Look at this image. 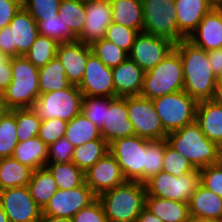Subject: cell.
<instances>
[{"mask_svg":"<svg viewBox=\"0 0 222 222\" xmlns=\"http://www.w3.org/2000/svg\"><path fill=\"white\" fill-rule=\"evenodd\" d=\"M174 49L182 60L183 90L197 102L211 100L217 76L210 67L207 51L195 46L188 39L175 43Z\"/></svg>","mask_w":222,"mask_h":222,"instance_id":"6da1fadb","label":"cell"},{"mask_svg":"<svg viewBox=\"0 0 222 222\" xmlns=\"http://www.w3.org/2000/svg\"><path fill=\"white\" fill-rule=\"evenodd\" d=\"M165 140L196 169L219 163L222 160V149L204 135L196 122L168 133Z\"/></svg>","mask_w":222,"mask_h":222,"instance_id":"7a4b0ae2","label":"cell"},{"mask_svg":"<svg viewBox=\"0 0 222 222\" xmlns=\"http://www.w3.org/2000/svg\"><path fill=\"white\" fill-rule=\"evenodd\" d=\"M146 187L138 181H126L97 196L110 222H136L146 206Z\"/></svg>","mask_w":222,"mask_h":222,"instance_id":"3957f363","label":"cell"},{"mask_svg":"<svg viewBox=\"0 0 222 222\" xmlns=\"http://www.w3.org/2000/svg\"><path fill=\"white\" fill-rule=\"evenodd\" d=\"M12 81L2 93L8 110L31 108L40 95L36 68L25 56L12 57Z\"/></svg>","mask_w":222,"mask_h":222,"instance_id":"277c9868","label":"cell"},{"mask_svg":"<svg viewBox=\"0 0 222 222\" xmlns=\"http://www.w3.org/2000/svg\"><path fill=\"white\" fill-rule=\"evenodd\" d=\"M184 74L179 53L173 49L157 66L145 72L140 95L154 99L183 90Z\"/></svg>","mask_w":222,"mask_h":222,"instance_id":"5b68a950","label":"cell"},{"mask_svg":"<svg viewBox=\"0 0 222 222\" xmlns=\"http://www.w3.org/2000/svg\"><path fill=\"white\" fill-rule=\"evenodd\" d=\"M82 99L78 86L71 84L64 90L40 94L31 109L42 121L59 118L69 122L81 113Z\"/></svg>","mask_w":222,"mask_h":222,"instance_id":"8992f818","label":"cell"},{"mask_svg":"<svg viewBox=\"0 0 222 222\" xmlns=\"http://www.w3.org/2000/svg\"><path fill=\"white\" fill-rule=\"evenodd\" d=\"M152 101L167 133L195 122L198 102L184 90L154 98Z\"/></svg>","mask_w":222,"mask_h":222,"instance_id":"52a82bcc","label":"cell"},{"mask_svg":"<svg viewBox=\"0 0 222 222\" xmlns=\"http://www.w3.org/2000/svg\"><path fill=\"white\" fill-rule=\"evenodd\" d=\"M146 196L189 202L200 184L199 171H192L182 176H174L164 171L151 176L144 182Z\"/></svg>","mask_w":222,"mask_h":222,"instance_id":"ba28073f","label":"cell"},{"mask_svg":"<svg viewBox=\"0 0 222 222\" xmlns=\"http://www.w3.org/2000/svg\"><path fill=\"white\" fill-rule=\"evenodd\" d=\"M109 152L115 157L127 181L144 183L146 139L137 135L120 138L109 144Z\"/></svg>","mask_w":222,"mask_h":222,"instance_id":"9c48e42d","label":"cell"},{"mask_svg":"<svg viewBox=\"0 0 222 222\" xmlns=\"http://www.w3.org/2000/svg\"><path fill=\"white\" fill-rule=\"evenodd\" d=\"M144 31L178 43V24L174 0H141Z\"/></svg>","mask_w":222,"mask_h":222,"instance_id":"30bf717a","label":"cell"},{"mask_svg":"<svg viewBox=\"0 0 222 222\" xmlns=\"http://www.w3.org/2000/svg\"><path fill=\"white\" fill-rule=\"evenodd\" d=\"M128 117L133 124L135 135L148 140L166 139L165 131L151 99L128 96Z\"/></svg>","mask_w":222,"mask_h":222,"instance_id":"8fae6325","label":"cell"},{"mask_svg":"<svg viewBox=\"0 0 222 222\" xmlns=\"http://www.w3.org/2000/svg\"><path fill=\"white\" fill-rule=\"evenodd\" d=\"M0 205L10 222H40L42 209L31 196L27 186L0 191Z\"/></svg>","mask_w":222,"mask_h":222,"instance_id":"7c38bea8","label":"cell"},{"mask_svg":"<svg viewBox=\"0 0 222 222\" xmlns=\"http://www.w3.org/2000/svg\"><path fill=\"white\" fill-rule=\"evenodd\" d=\"M175 48L168 38L140 32L128 54L144 72L157 66Z\"/></svg>","mask_w":222,"mask_h":222,"instance_id":"4fadbf2b","label":"cell"},{"mask_svg":"<svg viewBox=\"0 0 222 222\" xmlns=\"http://www.w3.org/2000/svg\"><path fill=\"white\" fill-rule=\"evenodd\" d=\"M96 198L86 183L68 190L58 189L42 209V215L72 218Z\"/></svg>","mask_w":222,"mask_h":222,"instance_id":"5bb4252c","label":"cell"},{"mask_svg":"<svg viewBox=\"0 0 222 222\" xmlns=\"http://www.w3.org/2000/svg\"><path fill=\"white\" fill-rule=\"evenodd\" d=\"M78 89L83 96L115 98L112 68L107 67L95 54L91 53Z\"/></svg>","mask_w":222,"mask_h":222,"instance_id":"9a60e30c","label":"cell"},{"mask_svg":"<svg viewBox=\"0 0 222 222\" xmlns=\"http://www.w3.org/2000/svg\"><path fill=\"white\" fill-rule=\"evenodd\" d=\"M126 181L119 163L110 152L85 172V183L96 196Z\"/></svg>","mask_w":222,"mask_h":222,"instance_id":"2e32d148","label":"cell"},{"mask_svg":"<svg viewBox=\"0 0 222 222\" xmlns=\"http://www.w3.org/2000/svg\"><path fill=\"white\" fill-rule=\"evenodd\" d=\"M100 132L108 144L135 135L133 124L128 117V97H115L109 102Z\"/></svg>","mask_w":222,"mask_h":222,"instance_id":"e0dca14e","label":"cell"},{"mask_svg":"<svg viewBox=\"0 0 222 222\" xmlns=\"http://www.w3.org/2000/svg\"><path fill=\"white\" fill-rule=\"evenodd\" d=\"M86 22L77 40L92 45L105 37L106 30L112 23L110 0H93L85 3Z\"/></svg>","mask_w":222,"mask_h":222,"instance_id":"ac0fdd59","label":"cell"},{"mask_svg":"<svg viewBox=\"0 0 222 222\" xmlns=\"http://www.w3.org/2000/svg\"><path fill=\"white\" fill-rule=\"evenodd\" d=\"M91 53V46L79 40L59 43L56 56L61 61L71 84L78 86L82 81Z\"/></svg>","mask_w":222,"mask_h":222,"instance_id":"d6986e66","label":"cell"},{"mask_svg":"<svg viewBox=\"0 0 222 222\" xmlns=\"http://www.w3.org/2000/svg\"><path fill=\"white\" fill-rule=\"evenodd\" d=\"M9 27L12 32V57L25 56L40 35L37 22L22 6Z\"/></svg>","mask_w":222,"mask_h":222,"instance_id":"ffe728a7","label":"cell"},{"mask_svg":"<svg viewBox=\"0 0 222 222\" xmlns=\"http://www.w3.org/2000/svg\"><path fill=\"white\" fill-rule=\"evenodd\" d=\"M188 40L205 51L222 48V9H211Z\"/></svg>","mask_w":222,"mask_h":222,"instance_id":"44dd1931","label":"cell"},{"mask_svg":"<svg viewBox=\"0 0 222 222\" xmlns=\"http://www.w3.org/2000/svg\"><path fill=\"white\" fill-rule=\"evenodd\" d=\"M178 24V42L188 39L202 18L212 9L206 0H174Z\"/></svg>","mask_w":222,"mask_h":222,"instance_id":"7402d4cb","label":"cell"},{"mask_svg":"<svg viewBox=\"0 0 222 222\" xmlns=\"http://www.w3.org/2000/svg\"><path fill=\"white\" fill-rule=\"evenodd\" d=\"M112 73L116 97L140 95L145 72L132 59L113 67Z\"/></svg>","mask_w":222,"mask_h":222,"instance_id":"603a6c76","label":"cell"},{"mask_svg":"<svg viewBox=\"0 0 222 222\" xmlns=\"http://www.w3.org/2000/svg\"><path fill=\"white\" fill-rule=\"evenodd\" d=\"M195 122L204 135L222 149V106L212 100L198 102Z\"/></svg>","mask_w":222,"mask_h":222,"instance_id":"cb8c5ba5","label":"cell"},{"mask_svg":"<svg viewBox=\"0 0 222 222\" xmlns=\"http://www.w3.org/2000/svg\"><path fill=\"white\" fill-rule=\"evenodd\" d=\"M188 204L190 215L222 221V198L201 184L192 194Z\"/></svg>","mask_w":222,"mask_h":222,"instance_id":"d4e9b609","label":"cell"},{"mask_svg":"<svg viewBox=\"0 0 222 222\" xmlns=\"http://www.w3.org/2000/svg\"><path fill=\"white\" fill-rule=\"evenodd\" d=\"M112 23L120 24L139 33L144 31L141 0H110Z\"/></svg>","mask_w":222,"mask_h":222,"instance_id":"484cf974","label":"cell"},{"mask_svg":"<svg viewBox=\"0 0 222 222\" xmlns=\"http://www.w3.org/2000/svg\"><path fill=\"white\" fill-rule=\"evenodd\" d=\"M145 207L163 222H186L190 216L187 202L146 196Z\"/></svg>","mask_w":222,"mask_h":222,"instance_id":"4316f807","label":"cell"},{"mask_svg":"<svg viewBox=\"0 0 222 222\" xmlns=\"http://www.w3.org/2000/svg\"><path fill=\"white\" fill-rule=\"evenodd\" d=\"M12 157L33 171L47 164L48 146L37 136L18 142Z\"/></svg>","mask_w":222,"mask_h":222,"instance_id":"83f0119b","label":"cell"},{"mask_svg":"<svg viewBox=\"0 0 222 222\" xmlns=\"http://www.w3.org/2000/svg\"><path fill=\"white\" fill-rule=\"evenodd\" d=\"M33 170L11 157L0 158V191L27 186Z\"/></svg>","mask_w":222,"mask_h":222,"instance_id":"f1b7e54d","label":"cell"},{"mask_svg":"<svg viewBox=\"0 0 222 222\" xmlns=\"http://www.w3.org/2000/svg\"><path fill=\"white\" fill-rule=\"evenodd\" d=\"M38 77L40 94L55 90H64L71 85L67 79L64 67L57 56L45 66L39 68Z\"/></svg>","mask_w":222,"mask_h":222,"instance_id":"f546056e","label":"cell"},{"mask_svg":"<svg viewBox=\"0 0 222 222\" xmlns=\"http://www.w3.org/2000/svg\"><path fill=\"white\" fill-rule=\"evenodd\" d=\"M65 137L74 147L95 139H103L100 129L82 112L67 123Z\"/></svg>","mask_w":222,"mask_h":222,"instance_id":"4dcf8cb0","label":"cell"},{"mask_svg":"<svg viewBox=\"0 0 222 222\" xmlns=\"http://www.w3.org/2000/svg\"><path fill=\"white\" fill-rule=\"evenodd\" d=\"M28 187L32 198L41 209L46 206L50 198L58 190L54 177L46 167L32 172Z\"/></svg>","mask_w":222,"mask_h":222,"instance_id":"1f68e13d","label":"cell"},{"mask_svg":"<svg viewBox=\"0 0 222 222\" xmlns=\"http://www.w3.org/2000/svg\"><path fill=\"white\" fill-rule=\"evenodd\" d=\"M109 152V144L104 139H95L74 148L72 162L86 172Z\"/></svg>","mask_w":222,"mask_h":222,"instance_id":"d6a6232c","label":"cell"},{"mask_svg":"<svg viewBox=\"0 0 222 222\" xmlns=\"http://www.w3.org/2000/svg\"><path fill=\"white\" fill-rule=\"evenodd\" d=\"M45 167L54 177L58 189L68 190L77 188L85 183V172L73 162L47 163Z\"/></svg>","mask_w":222,"mask_h":222,"instance_id":"836d02e7","label":"cell"},{"mask_svg":"<svg viewBox=\"0 0 222 222\" xmlns=\"http://www.w3.org/2000/svg\"><path fill=\"white\" fill-rule=\"evenodd\" d=\"M58 14L64 25L77 38L86 22L85 3L76 0H62Z\"/></svg>","mask_w":222,"mask_h":222,"instance_id":"e575fe53","label":"cell"},{"mask_svg":"<svg viewBox=\"0 0 222 222\" xmlns=\"http://www.w3.org/2000/svg\"><path fill=\"white\" fill-rule=\"evenodd\" d=\"M58 45L59 42L55 39L39 35L25 57L39 69L56 56Z\"/></svg>","mask_w":222,"mask_h":222,"instance_id":"d590c367","label":"cell"},{"mask_svg":"<svg viewBox=\"0 0 222 222\" xmlns=\"http://www.w3.org/2000/svg\"><path fill=\"white\" fill-rule=\"evenodd\" d=\"M17 143L15 109H11L0 117V158L11 157Z\"/></svg>","mask_w":222,"mask_h":222,"instance_id":"8d00e7d4","label":"cell"},{"mask_svg":"<svg viewBox=\"0 0 222 222\" xmlns=\"http://www.w3.org/2000/svg\"><path fill=\"white\" fill-rule=\"evenodd\" d=\"M15 122L18 142L37 137L42 120L31 108H15Z\"/></svg>","mask_w":222,"mask_h":222,"instance_id":"74e56055","label":"cell"},{"mask_svg":"<svg viewBox=\"0 0 222 222\" xmlns=\"http://www.w3.org/2000/svg\"><path fill=\"white\" fill-rule=\"evenodd\" d=\"M90 46L92 53L110 68L118 66L128 58V54L124 50L105 38L94 42Z\"/></svg>","mask_w":222,"mask_h":222,"instance_id":"f35d334b","label":"cell"},{"mask_svg":"<svg viewBox=\"0 0 222 222\" xmlns=\"http://www.w3.org/2000/svg\"><path fill=\"white\" fill-rule=\"evenodd\" d=\"M162 171L174 176H182L192 171H199L183 155L174 150L165 140Z\"/></svg>","mask_w":222,"mask_h":222,"instance_id":"ab89813d","label":"cell"},{"mask_svg":"<svg viewBox=\"0 0 222 222\" xmlns=\"http://www.w3.org/2000/svg\"><path fill=\"white\" fill-rule=\"evenodd\" d=\"M113 98L83 96L81 112L100 130L104 124L106 110Z\"/></svg>","mask_w":222,"mask_h":222,"instance_id":"60d3db41","label":"cell"},{"mask_svg":"<svg viewBox=\"0 0 222 222\" xmlns=\"http://www.w3.org/2000/svg\"><path fill=\"white\" fill-rule=\"evenodd\" d=\"M165 139H146V160L144 166V182L154 174L162 171Z\"/></svg>","mask_w":222,"mask_h":222,"instance_id":"b9f144b4","label":"cell"},{"mask_svg":"<svg viewBox=\"0 0 222 222\" xmlns=\"http://www.w3.org/2000/svg\"><path fill=\"white\" fill-rule=\"evenodd\" d=\"M60 19L59 14L45 21H36L39 34L55 39L59 43L75 41L77 38L71 33L66 25Z\"/></svg>","mask_w":222,"mask_h":222,"instance_id":"7bdbcfd3","label":"cell"},{"mask_svg":"<svg viewBox=\"0 0 222 222\" xmlns=\"http://www.w3.org/2000/svg\"><path fill=\"white\" fill-rule=\"evenodd\" d=\"M62 0H23V7L35 21H45L56 17Z\"/></svg>","mask_w":222,"mask_h":222,"instance_id":"ee69618b","label":"cell"},{"mask_svg":"<svg viewBox=\"0 0 222 222\" xmlns=\"http://www.w3.org/2000/svg\"><path fill=\"white\" fill-rule=\"evenodd\" d=\"M138 34L139 32L137 30L130 29L120 24L111 23L106 30L104 38L129 54Z\"/></svg>","mask_w":222,"mask_h":222,"instance_id":"f6af8a7d","label":"cell"},{"mask_svg":"<svg viewBox=\"0 0 222 222\" xmlns=\"http://www.w3.org/2000/svg\"><path fill=\"white\" fill-rule=\"evenodd\" d=\"M200 184L222 198V160L199 169Z\"/></svg>","mask_w":222,"mask_h":222,"instance_id":"bcb514c9","label":"cell"},{"mask_svg":"<svg viewBox=\"0 0 222 222\" xmlns=\"http://www.w3.org/2000/svg\"><path fill=\"white\" fill-rule=\"evenodd\" d=\"M67 121L51 118L41 122L38 137L47 145L65 136Z\"/></svg>","mask_w":222,"mask_h":222,"instance_id":"7dc6e473","label":"cell"},{"mask_svg":"<svg viewBox=\"0 0 222 222\" xmlns=\"http://www.w3.org/2000/svg\"><path fill=\"white\" fill-rule=\"evenodd\" d=\"M74 146L64 136L48 146L47 163L72 162Z\"/></svg>","mask_w":222,"mask_h":222,"instance_id":"c3c4849f","label":"cell"},{"mask_svg":"<svg viewBox=\"0 0 222 222\" xmlns=\"http://www.w3.org/2000/svg\"><path fill=\"white\" fill-rule=\"evenodd\" d=\"M73 222H110L105 216L103 207L96 198L72 217Z\"/></svg>","mask_w":222,"mask_h":222,"instance_id":"681fc988","label":"cell"},{"mask_svg":"<svg viewBox=\"0 0 222 222\" xmlns=\"http://www.w3.org/2000/svg\"><path fill=\"white\" fill-rule=\"evenodd\" d=\"M23 0H0V29L9 26L20 10Z\"/></svg>","mask_w":222,"mask_h":222,"instance_id":"f907efd6","label":"cell"},{"mask_svg":"<svg viewBox=\"0 0 222 222\" xmlns=\"http://www.w3.org/2000/svg\"><path fill=\"white\" fill-rule=\"evenodd\" d=\"M11 61L12 57L0 52V93H3L12 81Z\"/></svg>","mask_w":222,"mask_h":222,"instance_id":"816d5d0a","label":"cell"},{"mask_svg":"<svg viewBox=\"0 0 222 222\" xmlns=\"http://www.w3.org/2000/svg\"><path fill=\"white\" fill-rule=\"evenodd\" d=\"M208 60L213 73L218 77L222 74V48L207 51Z\"/></svg>","mask_w":222,"mask_h":222,"instance_id":"f5cc1de1","label":"cell"},{"mask_svg":"<svg viewBox=\"0 0 222 222\" xmlns=\"http://www.w3.org/2000/svg\"><path fill=\"white\" fill-rule=\"evenodd\" d=\"M9 26L0 29V52L12 57V38Z\"/></svg>","mask_w":222,"mask_h":222,"instance_id":"db71d44e","label":"cell"},{"mask_svg":"<svg viewBox=\"0 0 222 222\" xmlns=\"http://www.w3.org/2000/svg\"><path fill=\"white\" fill-rule=\"evenodd\" d=\"M136 222H163L152 212H150L146 207L138 215Z\"/></svg>","mask_w":222,"mask_h":222,"instance_id":"11a10c76","label":"cell"},{"mask_svg":"<svg viewBox=\"0 0 222 222\" xmlns=\"http://www.w3.org/2000/svg\"><path fill=\"white\" fill-rule=\"evenodd\" d=\"M211 100H212L214 103L222 106V84H219V83L217 82Z\"/></svg>","mask_w":222,"mask_h":222,"instance_id":"9f6ffc18","label":"cell"},{"mask_svg":"<svg viewBox=\"0 0 222 222\" xmlns=\"http://www.w3.org/2000/svg\"><path fill=\"white\" fill-rule=\"evenodd\" d=\"M40 222H73V221L72 218H61V217L42 215Z\"/></svg>","mask_w":222,"mask_h":222,"instance_id":"6f0895ef","label":"cell"},{"mask_svg":"<svg viewBox=\"0 0 222 222\" xmlns=\"http://www.w3.org/2000/svg\"><path fill=\"white\" fill-rule=\"evenodd\" d=\"M186 222H222V221L221 220H212V219L199 218V217H195V216L190 215Z\"/></svg>","mask_w":222,"mask_h":222,"instance_id":"680465c9","label":"cell"},{"mask_svg":"<svg viewBox=\"0 0 222 222\" xmlns=\"http://www.w3.org/2000/svg\"><path fill=\"white\" fill-rule=\"evenodd\" d=\"M212 9H222V0H206Z\"/></svg>","mask_w":222,"mask_h":222,"instance_id":"91938a15","label":"cell"},{"mask_svg":"<svg viewBox=\"0 0 222 222\" xmlns=\"http://www.w3.org/2000/svg\"><path fill=\"white\" fill-rule=\"evenodd\" d=\"M8 109L5 106L4 99L2 93H0V117L7 111Z\"/></svg>","mask_w":222,"mask_h":222,"instance_id":"94428289","label":"cell"},{"mask_svg":"<svg viewBox=\"0 0 222 222\" xmlns=\"http://www.w3.org/2000/svg\"><path fill=\"white\" fill-rule=\"evenodd\" d=\"M0 222H10V220L7 217V215L3 211L1 205H0Z\"/></svg>","mask_w":222,"mask_h":222,"instance_id":"6125c7cd","label":"cell"},{"mask_svg":"<svg viewBox=\"0 0 222 222\" xmlns=\"http://www.w3.org/2000/svg\"><path fill=\"white\" fill-rule=\"evenodd\" d=\"M217 82H218L219 84H222V74L217 77Z\"/></svg>","mask_w":222,"mask_h":222,"instance_id":"be15d7a7","label":"cell"},{"mask_svg":"<svg viewBox=\"0 0 222 222\" xmlns=\"http://www.w3.org/2000/svg\"><path fill=\"white\" fill-rule=\"evenodd\" d=\"M76 1L82 2V3H88V2H91V1H93V0H76Z\"/></svg>","mask_w":222,"mask_h":222,"instance_id":"e7e4bbea","label":"cell"}]
</instances>
